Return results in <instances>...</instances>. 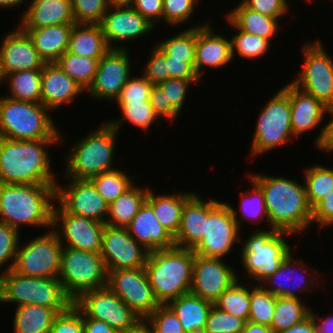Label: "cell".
Segmentation results:
<instances>
[{"mask_svg": "<svg viewBox=\"0 0 333 333\" xmlns=\"http://www.w3.org/2000/svg\"><path fill=\"white\" fill-rule=\"evenodd\" d=\"M248 175L263 191L270 228L297 236L310 230L312 208L307 200L304 181L299 183L290 177L256 172Z\"/></svg>", "mask_w": 333, "mask_h": 333, "instance_id": "1", "label": "cell"}, {"mask_svg": "<svg viewBox=\"0 0 333 333\" xmlns=\"http://www.w3.org/2000/svg\"><path fill=\"white\" fill-rule=\"evenodd\" d=\"M57 144L61 145V139L24 141L0 137V184L56 186L61 178L51 168L48 149Z\"/></svg>", "mask_w": 333, "mask_h": 333, "instance_id": "2", "label": "cell"}, {"mask_svg": "<svg viewBox=\"0 0 333 333\" xmlns=\"http://www.w3.org/2000/svg\"><path fill=\"white\" fill-rule=\"evenodd\" d=\"M55 187L48 184H0V222L21 232L52 228Z\"/></svg>", "mask_w": 333, "mask_h": 333, "instance_id": "3", "label": "cell"}, {"mask_svg": "<svg viewBox=\"0 0 333 333\" xmlns=\"http://www.w3.org/2000/svg\"><path fill=\"white\" fill-rule=\"evenodd\" d=\"M93 128L64 153L62 174L65 178L90 180L116 168V140L120 133L106 119Z\"/></svg>", "mask_w": 333, "mask_h": 333, "instance_id": "4", "label": "cell"}, {"mask_svg": "<svg viewBox=\"0 0 333 333\" xmlns=\"http://www.w3.org/2000/svg\"><path fill=\"white\" fill-rule=\"evenodd\" d=\"M194 252L174 246L149 252L144 266L154 296L160 305L190 292Z\"/></svg>", "mask_w": 333, "mask_h": 333, "instance_id": "5", "label": "cell"}, {"mask_svg": "<svg viewBox=\"0 0 333 333\" xmlns=\"http://www.w3.org/2000/svg\"><path fill=\"white\" fill-rule=\"evenodd\" d=\"M250 234V235H249ZM247 238L243 240L240 232V263L244 269L243 278L240 280L250 281L252 284L260 285L267 277L274 274L282 261L293 251L289 240L292 233L278 231L272 228L265 230H252ZM246 278V279H245ZM248 279V280H247Z\"/></svg>", "mask_w": 333, "mask_h": 333, "instance_id": "6", "label": "cell"}, {"mask_svg": "<svg viewBox=\"0 0 333 333\" xmlns=\"http://www.w3.org/2000/svg\"><path fill=\"white\" fill-rule=\"evenodd\" d=\"M52 113L42 103L0 95V137L24 141L61 139V143H65V135L57 127Z\"/></svg>", "mask_w": 333, "mask_h": 333, "instance_id": "7", "label": "cell"}, {"mask_svg": "<svg viewBox=\"0 0 333 333\" xmlns=\"http://www.w3.org/2000/svg\"><path fill=\"white\" fill-rule=\"evenodd\" d=\"M36 304L66 310L73 301L66 295L58 277L40 278L21 275L13 269L0 273V304Z\"/></svg>", "mask_w": 333, "mask_h": 333, "instance_id": "8", "label": "cell"}, {"mask_svg": "<svg viewBox=\"0 0 333 333\" xmlns=\"http://www.w3.org/2000/svg\"><path fill=\"white\" fill-rule=\"evenodd\" d=\"M265 102L255 122L249 157L251 155L256 158L264 153H270L284 144H289V141L296 140L290 118L289 83L281 86Z\"/></svg>", "mask_w": 333, "mask_h": 333, "instance_id": "9", "label": "cell"}, {"mask_svg": "<svg viewBox=\"0 0 333 333\" xmlns=\"http://www.w3.org/2000/svg\"><path fill=\"white\" fill-rule=\"evenodd\" d=\"M58 279L74 302L87 291L107 286L108 270L100 252L63 246Z\"/></svg>", "mask_w": 333, "mask_h": 333, "instance_id": "10", "label": "cell"}, {"mask_svg": "<svg viewBox=\"0 0 333 333\" xmlns=\"http://www.w3.org/2000/svg\"><path fill=\"white\" fill-rule=\"evenodd\" d=\"M301 50L303 66L292 82L326 107L333 105V56L318 37L305 41Z\"/></svg>", "mask_w": 333, "mask_h": 333, "instance_id": "11", "label": "cell"}, {"mask_svg": "<svg viewBox=\"0 0 333 333\" xmlns=\"http://www.w3.org/2000/svg\"><path fill=\"white\" fill-rule=\"evenodd\" d=\"M240 232L226 201L209 197L206 201V232L193 252L226 259L240 243Z\"/></svg>", "mask_w": 333, "mask_h": 333, "instance_id": "12", "label": "cell"}, {"mask_svg": "<svg viewBox=\"0 0 333 333\" xmlns=\"http://www.w3.org/2000/svg\"><path fill=\"white\" fill-rule=\"evenodd\" d=\"M44 231L28 241H20L14 271L31 277H58L63 245L52 228Z\"/></svg>", "mask_w": 333, "mask_h": 333, "instance_id": "13", "label": "cell"}, {"mask_svg": "<svg viewBox=\"0 0 333 333\" xmlns=\"http://www.w3.org/2000/svg\"><path fill=\"white\" fill-rule=\"evenodd\" d=\"M73 304L83 318L104 321L118 333H127L143 321L108 286L81 294Z\"/></svg>", "mask_w": 333, "mask_h": 333, "instance_id": "14", "label": "cell"}, {"mask_svg": "<svg viewBox=\"0 0 333 333\" xmlns=\"http://www.w3.org/2000/svg\"><path fill=\"white\" fill-rule=\"evenodd\" d=\"M292 252L293 251L282 261L278 270L267 277L260 285L276 297H295L303 299L304 297H310L304 296L305 292L306 295L307 292H314L315 289H317V292L319 290L326 292V288L320 289V287L317 286V284L321 282L320 280L325 281L323 278L319 279L321 276L320 273H318V271L315 273L314 268H310L312 266L309 265L308 267L305 265L303 259H296Z\"/></svg>", "mask_w": 333, "mask_h": 333, "instance_id": "15", "label": "cell"}, {"mask_svg": "<svg viewBox=\"0 0 333 333\" xmlns=\"http://www.w3.org/2000/svg\"><path fill=\"white\" fill-rule=\"evenodd\" d=\"M107 286L142 320L160 306L144 267L108 271Z\"/></svg>", "mask_w": 333, "mask_h": 333, "instance_id": "16", "label": "cell"}, {"mask_svg": "<svg viewBox=\"0 0 333 333\" xmlns=\"http://www.w3.org/2000/svg\"><path fill=\"white\" fill-rule=\"evenodd\" d=\"M64 179V184L58 180L55 187L56 204L68 213L106 223L109 204L93 183L90 180Z\"/></svg>", "mask_w": 333, "mask_h": 333, "instance_id": "17", "label": "cell"}, {"mask_svg": "<svg viewBox=\"0 0 333 333\" xmlns=\"http://www.w3.org/2000/svg\"><path fill=\"white\" fill-rule=\"evenodd\" d=\"M130 49L111 48L98 63L97 71L92 84L86 90V96L107 100L113 103L123 86L132 76V63ZM103 100V101H102Z\"/></svg>", "mask_w": 333, "mask_h": 333, "instance_id": "18", "label": "cell"}, {"mask_svg": "<svg viewBox=\"0 0 333 333\" xmlns=\"http://www.w3.org/2000/svg\"><path fill=\"white\" fill-rule=\"evenodd\" d=\"M99 25L108 46L114 49H130L127 43L157 29L130 5H110Z\"/></svg>", "mask_w": 333, "mask_h": 333, "instance_id": "19", "label": "cell"}, {"mask_svg": "<svg viewBox=\"0 0 333 333\" xmlns=\"http://www.w3.org/2000/svg\"><path fill=\"white\" fill-rule=\"evenodd\" d=\"M105 225L106 223L68 213L56 202L54 204L52 229L63 246L100 252Z\"/></svg>", "mask_w": 333, "mask_h": 333, "instance_id": "20", "label": "cell"}, {"mask_svg": "<svg viewBox=\"0 0 333 333\" xmlns=\"http://www.w3.org/2000/svg\"><path fill=\"white\" fill-rule=\"evenodd\" d=\"M237 272L236 267H231L226 259L194 254L190 293L214 304L226 289L237 279L240 280Z\"/></svg>", "mask_w": 333, "mask_h": 333, "instance_id": "21", "label": "cell"}, {"mask_svg": "<svg viewBox=\"0 0 333 333\" xmlns=\"http://www.w3.org/2000/svg\"><path fill=\"white\" fill-rule=\"evenodd\" d=\"M148 254L126 227L105 225L100 255L108 271L144 267Z\"/></svg>", "mask_w": 333, "mask_h": 333, "instance_id": "22", "label": "cell"}, {"mask_svg": "<svg viewBox=\"0 0 333 333\" xmlns=\"http://www.w3.org/2000/svg\"><path fill=\"white\" fill-rule=\"evenodd\" d=\"M289 98L293 136L298 141L301 135L310 134L314 129H321L318 130L319 133L317 132L313 142L317 148L324 135L327 107L311 94L298 88L292 81L289 82Z\"/></svg>", "mask_w": 333, "mask_h": 333, "instance_id": "23", "label": "cell"}, {"mask_svg": "<svg viewBox=\"0 0 333 333\" xmlns=\"http://www.w3.org/2000/svg\"><path fill=\"white\" fill-rule=\"evenodd\" d=\"M213 24L209 20L206 25L196 28L195 72L201 81L207 69L216 71L233 63L231 38L219 34Z\"/></svg>", "mask_w": 333, "mask_h": 333, "instance_id": "24", "label": "cell"}, {"mask_svg": "<svg viewBox=\"0 0 333 333\" xmlns=\"http://www.w3.org/2000/svg\"><path fill=\"white\" fill-rule=\"evenodd\" d=\"M1 42L0 70L3 77L13 72L42 69L45 65L30 36L19 25L5 33Z\"/></svg>", "mask_w": 333, "mask_h": 333, "instance_id": "25", "label": "cell"}, {"mask_svg": "<svg viewBox=\"0 0 333 333\" xmlns=\"http://www.w3.org/2000/svg\"><path fill=\"white\" fill-rule=\"evenodd\" d=\"M86 91L71 79L56 62L45 63L41 74V103L52 112L73 104ZM60 107V108H59Z\"/></svg>", "mask_w": 333, "mask_h": 333, "instance_id": "26", "label": "cell"}, {"mask_svg": "<svg viewBox=\"0 0 333 333\" xmlns=\"http://www.w3.org/2000/svg\"><path fill=\"white\" fill-rule=\"evenodd\" d=\"M126 228L149 252L176 246L174 237L159 223L153 208L146 201Z\"/></svg>", "mask_w": 333, "mask_h": 333, "instance_id": "27", "label": "cell"}, {"mask_svg": "<svg viewBox=\"0 0 333 333\" xmlns=\"http://www.w3.org/2000/svg\"><path fill=\"white\" fill-rule=\"evenodd\" d=\"M17 17L21 28H42L58 24H75L71 0H29Z\"/></svg>", "mask_w": 333, "mask_h": 333, "instance_id": "28", "label": "cell"}, {"mask_svg": "<svg viewBox=\"0 0 333 333\" xmlns=\"http://www.w3.org/2000/svg\"><path fill=\"white\" fill-rule=\"evenodd\" d=\"M206 200L195 192L184 204L181 223L174 236L175 245L194 250L206 232Z\"/></svg>", "mask_w": 333, "mask_h": 333, "instance_id": "29", "label": "cell"}, {"mask_svg": "<svg viewBox=\"0 0 333 333\" xmlns=\"http://www.w3.org/2000/svg\"><path fill=\"white\" fill-rule=\"evenodd\" d=\"M153 189V190H152ZM149 186L146 202L153 208V213L159 223L174 237L181 223V214L185 202L195 193L194 191H180L156 193Z\"/></svg>", "mask_w": 333, "mask_h": 333, "instance_id": "30", "label": "cell"}, {"mask_svg": "<svg viewBox=\"0 0 333 333\" xmlns=\"http://www.w3.org/2000/svg\"><path fill=\"white\" fill-rule=\"evenodd\" d=\"M74 24H58L42 28H22L45 63L56 62L67 51Z\"/></svg>", "mask_w": 333, "mask_h": 333, "instance_id": "31", "label": "cell"}, {"mask_svg": "<svg viewBox=\"0 0 333 333\" xmlns=\"http://www.w3.org/2000/svg\"><path fill=\"white\" fill-rule=\"evenodd\" d=\"M247 177L251 189H248L246 192L242 190V192L239 193L240 202L238 210L234 204L231 205L229 202L226 203L228 204L240 231L243 230V225L246 222H248V224H253V226L255 225L256 227L258 224V227L255 228V230H265L261 223L264 222V225L267 223L266 225L269 226V215L264 201L263 191L249 175ZM259 225L262 227H259Z\"/></svg>", "mask_w": 333, "mask_h": 333, "instance_id": "32", "label": "cell"}, {"mask_svg": "<svg viewBox=\"0 0 333 333\" xmlns=\"http://www.w3.org/2000/svg\"><path fill=\"white\" fill-rule=\"evenodd\" d=\"M225 15L242 31L273 42L282 26V18L270 17L248 8L241 0Z\"/></svg>", "mask_w": 333, "mask_h": 333, "instance_id": "33", "label": "cell"}, {"mask_svg": "<svg viewBox=\"0 0 333 333\" xmlns=\"http://www.w3.org/2000/svg\"><path fill=\"white\" fill-rule=\"evenodd\" d=\"M166 305L177 315L185 333H203L213 303L189 292Z\"/></svg>", "mask_w": 333, "mask_h": 333, "instance_id": "34", "label": "cell"}, {"mask_svg": "<svg viewBox=\"0 0 333 333\" xmlns=\"http://www.w3.org/2000/svg\"><path fill=\"white\" fill-rule=\"evenodd\" d=\"M111 48L99 24H74L67 52L100 60Z\"/></svg>", "mask_w": 333, "mask_h": 333, "instance_id": "35", "label": "cell"}, {"mask_svg": "<svg viewBox=\"0 0 333 333\" xmlns=\"http://www.w3.org/2000/svg\"><path fill=\"white\" fill-rule=\"evenodd\" d=\"M134 183L121 196L109 204L106 224L114 227H127L144 204L148 185L143 187Z\"/></svg>", "mask_w": 333, "mask_h": 333, "instance_id": "36", "label": "cell"}, {"mask_svg": "<svg viewBox=\"0 0 333 333\" xmlns=\"http://www.w3.org/2000/svg\"><path fill=\"white\" fill-rule=\"evenodd\" d=\"M13 315V333H49L58 314L54 309L36 304L17 306Z\"/></svg>", "mask_w": 333, "mask_h": 333, "instance_id": "37", "label": "cell"}, {"mask_svg": "<svg viewBox=\"0 0 333 333\" xmlns=\"http://www.w3.org/2000/svg\"><path fill=\"white\" fill-rule=\"evenodd\" d=\"M117 109H120L121 114L118 118L114 117L108 119L107 122L118 132H121L123 125L127 124L136 127V130L148 134L150 128L156 124L160 126V118L155 113L150 104V100L141 102H122ZM158 122V123H157Z\"/></svg>", "mask_w": 333, "mask_h": 333, "instance_id": "38", "label": "cell"}, {"mask_svg": "<svg viewBox=\"0 0 333 333\" xmlns=\"http://www.w3.org/2000/svg\"><path fill=\"white\" fill-rule=\"evenodd\" d=\"M42 69L23 70L6 74L3 84L6 85L5 96L19 101L41 103Z\"/></svg>", "mask_w": 333, "mask_h": 333, "instance_id": "39", "label": "cell"}, {"mask_svg": "<svg viewBox=\"0 0 333 333\" xmlns=\"http://www.w3.org/2000/svg\"><path fill=\"white\" fill-rule=\"evenodd\" d=\"M307 299L295 297H276L273 319L270 325L273 333L291 328L294 324L306 319L311 312ZM309 305V306H308Z\"/></svg>", "mask_w": 333, "mask_h": 333, "instance_id": "40", "label": "cell"}, {"mask_svg": "<svg viewBox=\"0 0 333 333\" xmlns=\"http://www.w3.org/2000/svg\"><path fill=\"white\" fill-rule=\"evenodd\" d=\"M223 19L232 27V31L235 30V34L230 37L233 61L238 57L249 61L250 59H261L266 54L268 55L267 52L271 50L270 46L272 45L269 40L240 30L226 15Z\"/></svg>", "mask_w": 333, "mask_h": 333, "instance_id": "41", "label": "cell"}, {"mask_svg": "<svg viewBox=\"0 0 333 333\" xmlns=\"http://www.w3.org/2000/svg\"><path fill=\"white\" fill-rule=\"evenodd\" d=\"M328 166L317 163L303 169L306 196L311 208L333 189V167Z\"/></svg>", "mask_w": 333, "mask_h": 333, "instance_id": "42", "label": "cell"}, {"mask_svg": "<svg viewBox=\"0 0 333 333\" xmlns=\"http://www.w3.org/2000/svg\"><path fill=\"white\" fill-rule=\"evenodd\" d=\"M209 21L200 22L198 25L185 27L180 32L172 34L167 39L159 40L155 44L163 51L165 56H171V59H195L196 28L204 26ZM202 24V25H201ZM194 25V26H193Z\"/></svg>", "mask_w": 333, "mask_h": 333, "instance_id": "43", "label": "cell"}, {"mask_svg": "<svg viewBox=\"0 0 333 333\" xmlns=\"http://www.w3.org/2000/svg\"><path fill=\"white\" fill-rule=\"evenodd\" d=\"M213 305L247 322L250 314V283L237 279Z\"/></svg>", "mask_w": 333, "mask_h": 333, "instance_id": "44", "label": "cell"}, {"mask_svg": "<svg viewBox=\"0 0 333 333\" xmlns=\"http://www.w3.org/2000/svg\"><path fill=\"white\" fill-rule=\"evenodd\" d=\"M135 178L125 169L117 167L91 178L90 181L105 201L110 204L136 182Z\"/></svg>", "mask_w": 333, "mask_h": 333, "instance_id": "45", "label": "cell"}, {"mask_svg": "<svg viewBox=\"0 0 333 333\" xmlns=\"http://www.w3.org/2000/svg\"><path fill=\"white\" fill-rule=\"evenodd\" d=\"M56 63L86 91L94 80L99 60L65 51Z\"/></svg>", "mask_w": 333, "mask_h": 333, "instance_id": "46", "label": "cell"}, {"mask_svg": "<svg viewBox=\"0 0 333 333\" xmlns=\"http://www.w3.org/2000/svg\"><path fill=\"white\" fill-rule=\"evenodd\" d=\"M276 296L261 285L250 283V314L248 321L270 327L275 309Z\"/></svg>", "mask_w": 333, "mask_h": 333, "instance_id": "47", "label": "cell"}, {"mask_svg": "<svg viewBox=\"0 0 333 333\" xmlns=\"http://www.w3.org/2000/svg\"><path fill=\"white\" fill-rule=\"evenodd\" d=\"M201 0H163V23L178 27L192 20ZM191 19V20H190ZM187 22V23H186ZM174 26V27H173Z\"/></svg>", "mask_w": 333, "mask_h": 333, "instance_id": "48", "label": "cell"}, {"mask_svg": "<svg viewBox=\"0 0 333 333\" xmlns=\"http://www.w3.org/2000/svg\"><path fill=\"white\" fill-rule=\"evenodd\" d=\"M202 83L200 79H179L169 78L164 82L158 84V86L165 93L166 104L171 106L180 114L185 107L188 92L193 86H198ZM197 84V85H196Z\"/></svg>", "mask_w": 333, "mask_h": 333, "instance_id": "49", "label": "cell"}, {"mask_svg": "<svg viewBox=\"0 0 333 333\" xmlns=\"http://www.w3.org/2000/svg\"><path fill=\"white\" fill-rule=\"evenodd\" d=\"M21 232L6 223L0 222V272L13 269ZM21 239V240H20ZM6 266V267H5Z\"/></svg>", "mask_w": 333, "mask_h": 333, "instance_id": "50", "label": "cell"}, {"mask_svg": "<svg viewBox=\"0 0 333 333\" xmlns=\"http://www.w3.org/2000/svg\"><path fill=\"white\" fill-rule=\"evenodd\" d=\"M246 321L215 307H211L203 333H242Z\"/></svg>", "mask_w": 333, "mask_h": 333, "instance_id": "51", "label": "cell"}, {"mask_svg": "<svg viewBox=\"0 0 333 333\" xmlns=\"http://www.w3.org/2000/svg\"><path fill=\"white\" fill-rule=\"evenodd\" d=\"M75 24H100L110 6L108 0H71Z\"/></svg>", "mask_w": 333, "mask_h": 333, "instance_id": "52", "label": "cell"}, {"mask_svg": "<svg viewBox=\"0 0 333 333\" xmlns=\"http://www.w3.org/2000/svg\"><path fill=\"white\" fill-rule=\"evenodd\" d=\"M143 321L154 333H185L177 315L167 305H160Z\"/></svg>", "mask_w": 333, "mask_h": 333, "instance_id": "53", "label": "cell"}, {"mask_svg": "<svg viewBox=\"0 0 333 333\" xmlns=\"http://www.w3.org/2000/svg\"><path fill=\"white\" fill-rule=\"evenodd\" d=\"M152 86L153 84L142 74L136 76L133 74L123 86L113 103L119 106L122 102L148 101L150 99Z\"/></svg>", "mask_w": 333, "mask_h": 333, "instance_id": "54", "label": "cell"}, {"mask_svg": "<svg viewBox=\"0 0 333 333\" xmlns=\"http://www.w3.org/2000/svg\"><path fill=\"white\" fill-rule=\"evenodd\" d=\"M150 49L148 58L139 74H142L153 85H158L170 78L166 67V56L155 43Z\"/></svg>", "mask_w": 333, "mask_h": 333, "instance_id": "55", "label": "cell"}, {"mask_svg": "<svg viewBox=\"0 0 333 333\" xmlns=\"http://www.w3.org/2000/svg\"><path fill=\"white\" fill-rule=\"evenodd\" d=\"M49 333H83L81 311L72 303L55 316Z\"/></svg>", "mask_w": 333, "mask_h": 333, "instance_id": "56", "label": "cell"}, {"mask_svg": "<svg viewBox=\"0 0 333 333\" xmlns=\"http://www.w3.org/2000/svg\"><path fill=\"white\" fill-rule=\"evenodd\" d=\"M248 8L260 14L283 18L291 12L290 0H241ZM289 13V14H288Z\"/></svg>", "mask_w": 333, "mask_h": 333, "instance_id": "57", "label": "cell"}, {"mask_svg": "<svg viewBox=\"0 0 333 333\" xmlns=\"http://www.w3.org/2000/svg\"><path fill=\"white\" fill-rule=\"evenodd\" d=\"M314 225L320 230L333 227V189L312 208L311 227Z\"/></svg>", "mask_w": 333, "mask_h": 333, "instance_id": "58", "label": "cell"}, {"mask_svg": "<svg viewBox=\"0 0 333 333\" xmlns=\"http://www.w3.org/2000/svg\"><path fill=\"white\" fill-rule=\"evenodd\" d=\"M150 104L160 119L172 123L180 115L171 104H166L165 93L158 85H153L150 93ZM163 117V118H162Z\"/></svg>", "mask_w": 333, "mask_h": 333, "instance_id": "59", "label": "cell"}, {"mask_svg": "<svg viewBox=\"0 0 333 333\" xmlns=\"http://www.w3.org/2000/svg\"><path fill=\"white\" fill-rule=\"evenodd\" d=\"M130 6L155 27L163 23V0H134Z\"/></svg>", "mask_w": 333, "mask_h": 333, "instance_id": "60", "label": "cell"}, {"mask_svg": "<svg viewBox=\"0 0 333 333\" xmlns=\"http://www.w3.org/2000/svg\"><path fill=\"white\" fill-rule=\"evenodd\" d=\"M166 67L170 78L199 79L195 72V59H171V56H166Z\"/></svg>", "mask_w": 333, "mask_h": 333, "instance_id": "61", "label": "cell"}, {"mask_svg": "<svg viewBox=\"0 0 333 333\" xmlns=\"http://www.w3.org/2000/svg\"><path fill=\"white\" fill-rule=\"evenodd\" d=\"M326 117L323 139L316 149L328 154L333 152V105L327 107Z\"/></svg>", "mask_w": 333, "mask_h": 333, "instance_id": "62", "label": "cell"}, {"mask_svg": "<svg viewBox=\"0 0 333 333\" xmlns=\"http://www.w3.org/2000/svg\"><path fill=\"white\" fill-rule=\"evenodd\" d=\"M83 333H118L104 321L83 318Z\"/></svg>", "mask_w": 333, "mask_h": 333, "instance_id": "63", "label": "cell"}, {"mask_svg": "<svg viewBox=\"0 0 333 333\" xmlns=\"http://www.w3.org/2000/svg\"><path fill=\"white\" fill-rule=\"evenodd\" d=\"M279 333H318V331L310 314L306 319Z\"/></svg>", "mask_w": 333, "mask_h": 333, "instance_id": "64", "label": "cell"}, {"mask_svg": "<svg viewBox=\"0 0 333 333\" xmlns=\"http://www.w3.org/2000/svg\"><path fill=\"white\" fill-rule=\"evenodd\" d=\"M318 333H333V314L332 316L329 314L324 318L319 316V313H315L313 309L310 312Z\"/></svg>", "mask_w": 333, "mask_h": 333, "instance_id": "65", "label": "cell"}, {"mask_svg": "<svg viewBox=\"0 0 333 333\" xmlns=\"http://www.w3.org/2000/svg\"><path fill=\"white\" fill-rule=\"evenodd\" d=\"M242 333H273L272 329L268 326L255 324L247 321L245 323Z\"/></svg>", "mask_w": 333, "mask_h": 333, "instance_id": "66", "label": "cell"}, {"mask_svg": "<svg viewBox=\"0 0 333 333\" xmlns=\"http://www.w3.org/2000/svg\"><path fill=\"white\" fill-rule=\"evenodd\" d=\"M28 1L29 0H0V9H3V10L4 9L5 10L12 9V10H14V8L17 9L18 7L20 8V6L27 5Z\"/></svg>", "mask_w": 333, "mask_h": 333, "instance_id": "67", "label": "cell"}, {"mask_svg": "<svg viewBox=\"0 0 333 333\" xmlns=\"http://www.w3.org/2000/svg\"><path fill=\"white\" fill-rule=\"evenodd\" d=\"M127 333H154L149 326L142 321L136 328L128 331Z\"/></svg>", "mask_w": 333, "mask_h": 333, "instance_id": "68", "label": "cell"}, {"mask_svg": "<svg viewBox=\"0 0 333 333\" xmlns=\"http://www.w3.org/2000/svg\"><path fill=\"white\" fill-rule=\"evenodd\" d=\"M134 0H108L110 5H130Z\"/></svg>", "mask_w": 333, "mask_h": 333, "instance_id": "69", "label": "cell"}, {"mask_svg": "<svg viewBox=\"0 0 333 333\" xmlns=\"http://www.w3.org/2000/svg\"><path fill=\"white\" fill-rule=\"evenodd\" d=\"M0 85L3 86V75L0 70Z\"/></svg>", "mask_w": 333, "mask_h": 333, "instance_id": "70", "label": "cell"}, {"mask_svg": "<svg viewBox=\"0 0 333 333\" xmlns=\"http://www.w3.org/2000/svg\"><path fill=\"white\" fill-rule=\"evenodd\" d=\"M305 1H306V3H311V2L313 3V2H315L314 0H305ZM332 4H333V2H332Z\"/></svg>", "mask_w": 333, "mask_h": 333, "instance_id": "71", "label": "cell"}]
</instances>
